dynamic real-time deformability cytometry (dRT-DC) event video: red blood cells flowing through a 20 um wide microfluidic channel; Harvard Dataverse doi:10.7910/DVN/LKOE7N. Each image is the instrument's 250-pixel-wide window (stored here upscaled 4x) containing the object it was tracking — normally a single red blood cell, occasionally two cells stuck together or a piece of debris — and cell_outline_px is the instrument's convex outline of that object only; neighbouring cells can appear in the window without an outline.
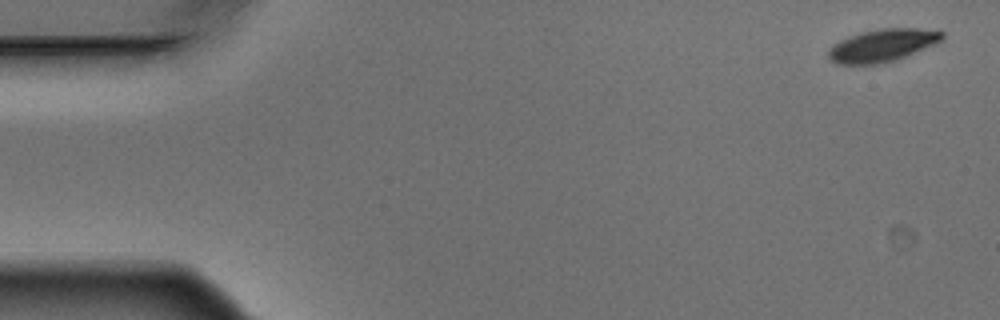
{"species": "Egyptian fruit bat (a non-hibernating species)", "species_latin": "Rousettus aegyptiacus", "temperature_condition": "warm", "stored_images_in_passage": 5, "camera_frame_rate_fps": 3000, "um_per_image_px": 0.085, "animal": {"sex": "male"}, "frame": {"image": 1, "passage_image": 1, "time_ms": 0.0, "image_size_px": [1000, 320], "cell_outline_px": [[944, 36], [940, 40], [932, 44], [896, 60], [880, 64], [836, 64], [828, 56], [828, 48], [832, 44], [840, 40], [860, 32], [880, 28], [916, 28], [944, 32]], "centroid_in_image_um": [74.93, 3.86], "position_along_channel_um": 10.1, "area_um2": 21.39}}
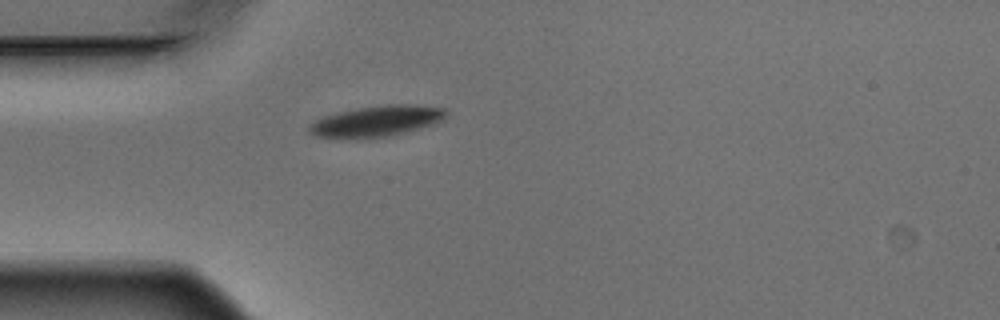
{"frame": {"image": 2, "passage_image": 5, "time_ms": 1.333, "image_size_px": [1000, 320], "cell_outline_px": [[448, 112], [444, 120], [436, 124], [388, 136], [356, 140], [316, 136], [308, 132], [308, 124], [324, 116], [356, 108], [388, 104], [416, 104], [444, 108]], "centroid_in_image_um": [32.02, 10.31], "position_along_channel_um": 53.0, "area_um2": 25.09}}